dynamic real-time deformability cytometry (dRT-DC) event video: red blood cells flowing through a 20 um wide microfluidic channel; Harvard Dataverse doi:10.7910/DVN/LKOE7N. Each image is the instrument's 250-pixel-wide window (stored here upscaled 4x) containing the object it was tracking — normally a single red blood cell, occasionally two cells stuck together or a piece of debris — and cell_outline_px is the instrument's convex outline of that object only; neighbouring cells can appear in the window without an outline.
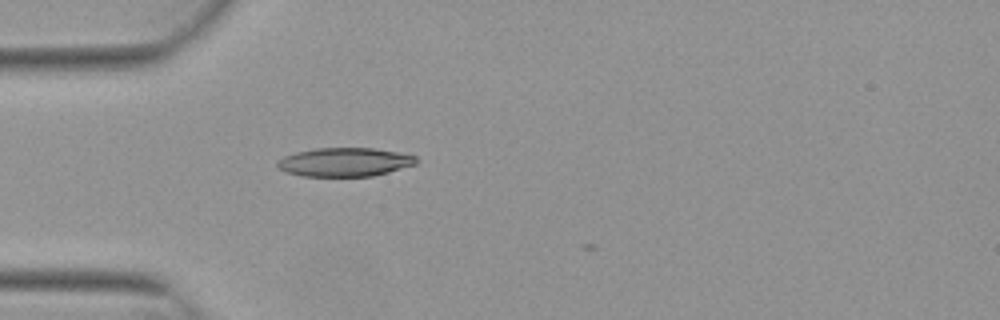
{"species": "Egyptian fruit bat (a non-hibernating species)", "species_latin": "Rousettus aegyptiacus", "temperature_condition": "warm", "stored_images_in_passage": 36, "camera_frame_rate_fps": 3000, "um_per_image_px": 0.085, "animal": {"sex": "female"}, "frame": {"image": 1, "passage_image": 1, "time_ms": 0.0, "image_size_px": [1000, 320], "cell_outline_px": [[416, 164], [388, 172], [372, 176], [304, 176], [288, 172], [280, 168], [276, 164], [276, 160], [284, 156], [296, 152], [316, 148], [372, 148], [396, 152], [416, 156]], "centroid_in_image_um": [29.27, 13.77], "position_along_channel_um": 55.7, "area_um2": 23.0}}
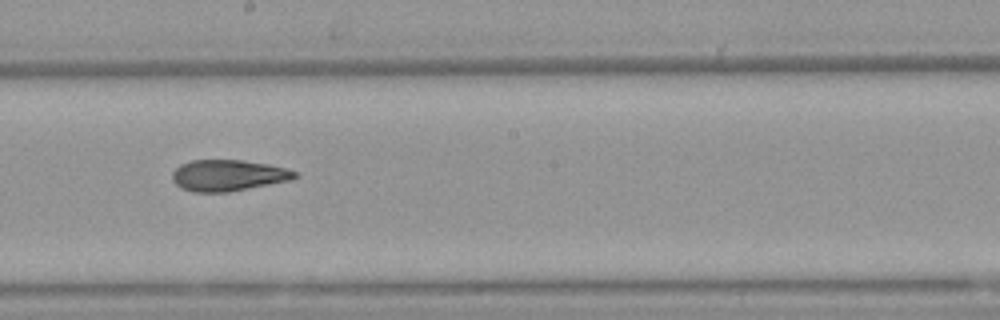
{"frame": {"image": 2, "passage_image": 15, "time_ms": 4.667, "image_size_px": [1000, 320], "cell_outline_px": [[296, 176], [292, 180], [228, 192], [192, 192], [180, 188], [172, 180], [172, 172], [180, 164], [192, 160], [244, 160], [268, 164], [284, 168], [296, 172]], "centroid_in_image_um": [19.35, 14.91], "position_along_channel_um": 228.9, "area_um2": 22.31}}
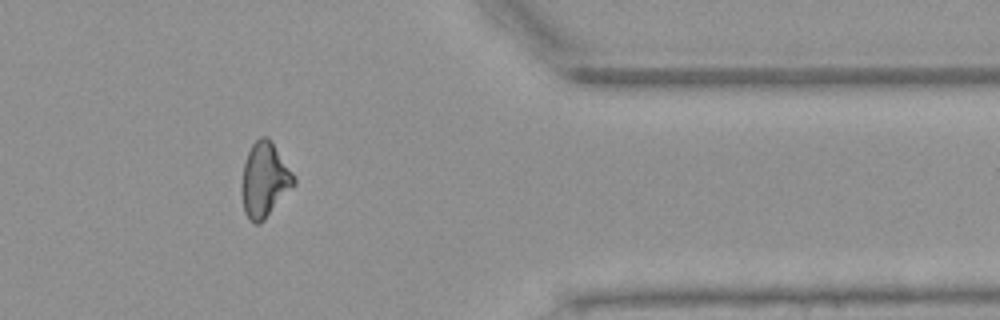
{"frame": {"image": 3, "passage_image": 29, "time_ms": 9.333, "image_size_px": [1000, 320], "cell_outline_px": [[296, 184], [264, 220], [260, 224], [252, 224], [248, 220], [244, 212], [240, 188], [244, 164], [248, 152], [252, 144], [260, 136], [268, 136], [292, 172], [296, 180]], "centroid_in_image_um": [22.46, 15.33], "position_along_channel_um": 388.9, "area_um2": 22.83}, "authors_computed_cell_mechanics": {"area_um2": 22.542, "velocity_mm_per_s": 3.853, "shape_relaxation_time_tau1_ms": 9.6808, "shape_relaxation_time_tau2_ms": 3.2998, "deformation_change_tau1": 0.2217, "deformation_change_tau2": 0.1129}}